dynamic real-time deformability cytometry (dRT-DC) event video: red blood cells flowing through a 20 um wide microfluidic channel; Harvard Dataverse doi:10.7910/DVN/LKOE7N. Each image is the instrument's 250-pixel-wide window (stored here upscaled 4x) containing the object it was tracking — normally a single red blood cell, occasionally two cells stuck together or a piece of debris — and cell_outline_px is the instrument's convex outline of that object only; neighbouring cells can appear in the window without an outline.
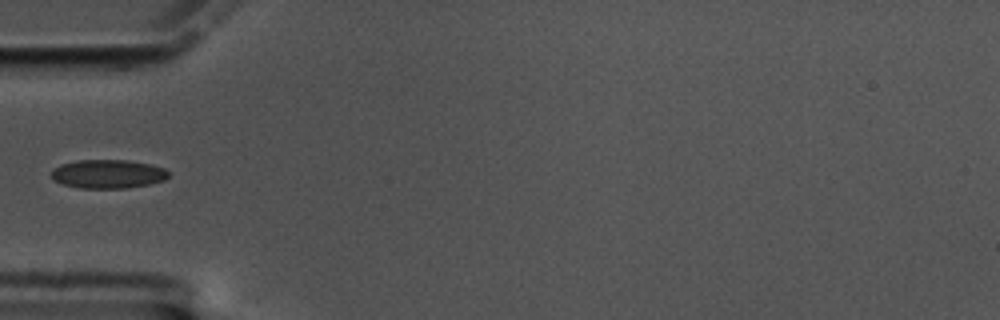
{"species": "common noctule bat (a hibernating species)", "species_latin": "Nyctalus noctula", "temperature_condition": "cold", "stored_images_in_passage": 41, "camera_frame_rate_fps": 3000, "um_per_image_px": 0.085, "animal": {"sex": "male", "body_mass_g": 17.5, "forearm_length_mm": 52.3}, "frame": {"image": 1, "passage_image": 1, "time_ms": 0.0, "image_size_px": [1000, 320], "cell_outline_px": [[168, 176], [164, 180], [148, 184], [128, 188], [80, 188], [64, 184], [52, 180], [52, 168], [60, 164], [76, 160], [124, 160], [152, 164], [164, 168], [168, 172]], "centroid_in_image_um": [9.15, 14.78], "position_along_channel_um": 75.9, "area_um2": 19.65}}
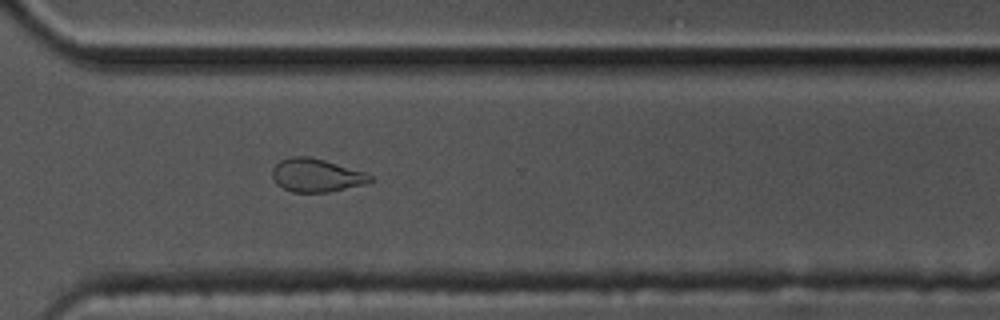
{"frame": {"image": 2, "passage_image": 25, "time_ms": 8.0, "image_size_px": [1000, 320], "cell_outline_px": [[376, 180], [364, 184], [328, 192], [292, 192], [276, 184], [272, 176], [272, 168], [280, 160], [292, 156], [308, 156], [324, 160], [364, 172], [372, 176]], "centroid_in_image_um": [26.87, 14.9], "position_along_channel_um": 343.7, "area_um2": 18.9}}
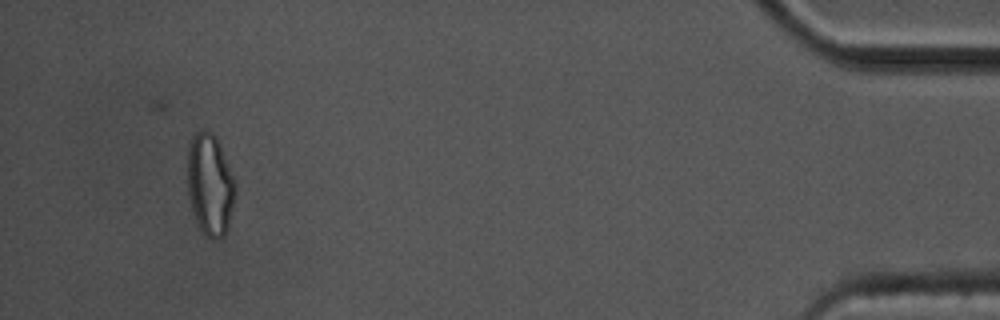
{"frame": {"image": 3, "passage_image": 38, "time_ms": 12.333, "image_size_px": [1000, 320], "cell_outline_px": [[236, 192], [228, 228], [224, 236], [216, 240], [212, 240], [200, 228], [196, 220], [188, 196], [188, 144], [192, 136], [196, 132], [204, 128], [212, 132], [216, 136], [220, 144], [236, 184]], "centroid_in_image_um": [17.86, 15.66], "position_along_channel_um": 417.3, "area_um2": 28.5}}